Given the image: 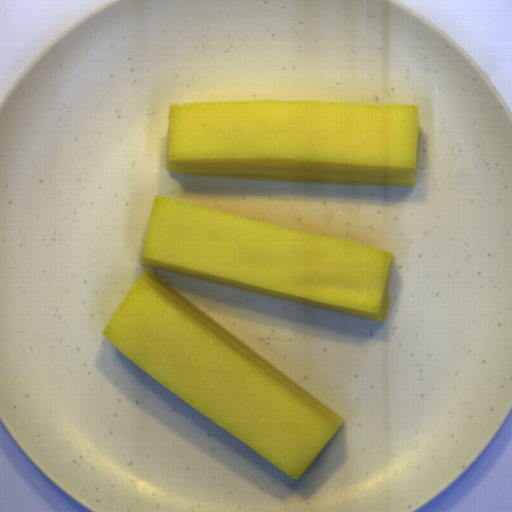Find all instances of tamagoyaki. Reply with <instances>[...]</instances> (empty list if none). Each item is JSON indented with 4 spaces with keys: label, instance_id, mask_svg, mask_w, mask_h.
Instances as JSON below:
<instances>
[{
    "label": "tamagoyaki",
    "instance_id": "81b7327e",
    "mask_svg": "<svg viewBox=\"0 0 512 512\" xmlns=\"http://www.w3.org/2000/svg\"><path fill=\"white\" fill-rule=\"evenodd\" d=\"M394 254L154 195L141 271L101 335L151 377L301 478L345 423L152 268L385 324Z\"/></svg>",
    "mask_w": 512,
    "mask_h": 512
},
{
    "label": "tamagoyaki",
    "instance_id": "833754b4",
    "mask_svg": "<svg viewBox=\"0 0 512 512\" xmlns=\"http://www.w3.org/2000/svg\"><path fill=\"white\" fill-rule=\"evenodd\" d=\"M419 104L172 103L166 170L243 180L416 187Z\"/></svg>",
    "mask_w": 512,
    "mask_h": 512
}]
</instances>
